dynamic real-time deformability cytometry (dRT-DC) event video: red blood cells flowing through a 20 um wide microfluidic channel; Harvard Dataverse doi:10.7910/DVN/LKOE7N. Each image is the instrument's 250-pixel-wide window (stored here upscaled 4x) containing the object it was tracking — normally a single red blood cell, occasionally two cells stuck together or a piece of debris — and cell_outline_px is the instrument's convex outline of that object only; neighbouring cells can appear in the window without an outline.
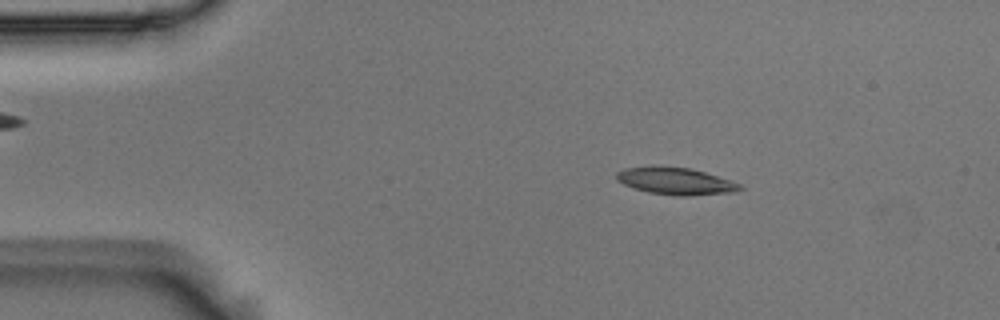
{"species": "Egyptian fruit bat (a non-hibernating species)", "species_latin": "Rousettus aegyptiacus", "temperature_condition": "room temperature", "stored_images_in_passage": 52, "camera_frame_rate_fps": 3000, "um_per_image_px": 0.085, "animal": {"sex": "male"}, "frame": {"image": 1, "passage_image": 6, "time_ms": 1.667, "image_size_px": [1000, 320], "cell_outline_px": [[744, 188], [732, 192], [688, 196], [676, 196], [648, 192], [624, 184], [616, 180], [616, 172], [624, 168], [688, 168], [704, 172], [732, 180], [740, 184]], "centroid_in_image_um": [57.47, 15.43], "position_along_channel_um": 27.5, "area_um2": 18.84}}
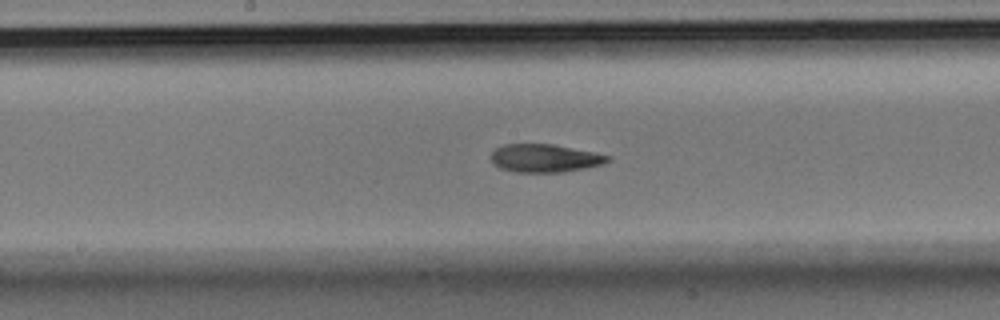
{"frame": {"image": 2, "passage_image": 25, "time_ms": 8.0, "image_size_px": [1000, 320], "cell_outline_px": [[612, 160], [600, 164], [584, 168], [560, 172], [516, 172], [500, 168], [492, 160], [492, 152], [496, 148], [504, 144], [552, 144], [596, 152], [612, 156]], "centroid_in_image_um": [46.34, 13.43], "position_along_channel_um": 201.9, "area_um2": 18.96}}
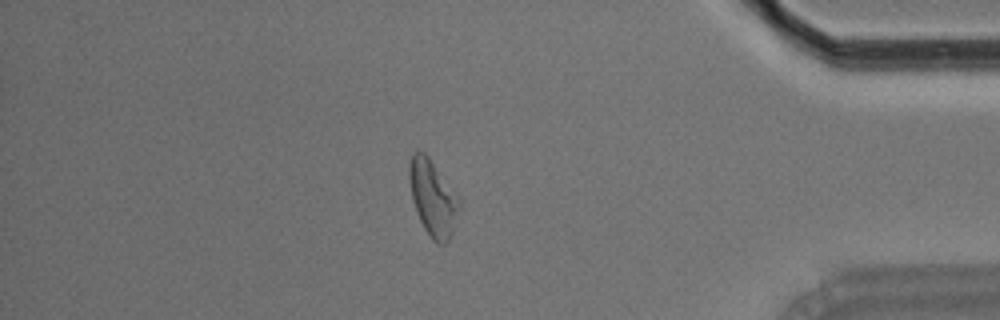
{"frame": {"image": 3, "passage_image": 44, "time_ms": 14.333, "image_size_px": [1000, 320], "cell_outline_px": [[460, 204], [452, 232], [448, 240], [444, 244], [440, 244], [432, 240], [424, 228], [416, 212], [412, 200], [408, 176], [408, 164], [412, 156], [416, 152], [424, 152], [428, 156], [460, 200]], "centroid_in_image_um": [36.76, 16.84], "position_along_channel_um": 398.4, "area_um2": 21.62}, "authors_computed_cell_mechanics": {"area_um2": 19.6809, "velocity_mm_per_s": 3.6535, "shape_relaxation_time_tau1_ms": 10.0801, "shape_relaxation_time_tau2_ms": 5.9378, "deformation_change_tau1": 0.2473, "deformation_change_tau2": 0.1183}}